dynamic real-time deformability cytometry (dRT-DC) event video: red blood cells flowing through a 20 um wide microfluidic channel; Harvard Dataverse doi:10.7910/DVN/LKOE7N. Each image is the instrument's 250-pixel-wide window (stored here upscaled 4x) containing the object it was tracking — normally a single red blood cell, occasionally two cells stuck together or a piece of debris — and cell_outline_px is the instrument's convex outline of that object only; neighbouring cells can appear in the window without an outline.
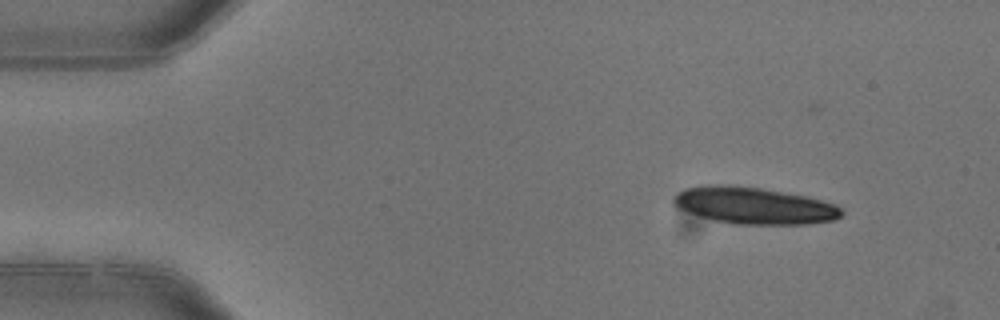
{"species": "common noctule bat (a hibernating species)", "species_latin": "Nyctalus noctula", "temperature_condition": "warm", "stored_images_in_passage": 4, "camera_frame_rate_fps": 3000, "um_per_image_px": 0.085, "animal": {"sex": "female"}, "frame": {"image": 1, "passage_image": 1, "time_ms": 0.0, "image_size_px": [1000, 320], "cell_outline_px": [[844, 212], [836, 220], [808, 224], [732, 224], [712, 220], [684, 212], [676, 208], [672, 204], [672, 196], [676, 192], [684, 188], [700, 184], [732, 184], [760, 188], [804, 196], [836, 204]], "centroid_in_image_um": [63.98, 17.47], "position_along_channel_um": 21.0, "area_um2": 36.7}}
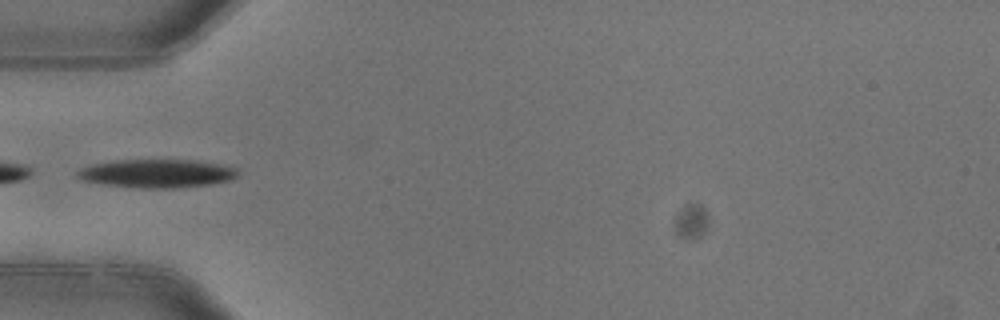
{"frame": {"image": 2, "passage_image": 4, "time_ms": 1.0, "image_size_px": [1000, 320], "cell_outline_px": [[236, 176], [232, 180], [208, 184], [176, 188], [136, 188], [104, 184], [80, 180], [76, 176], [76, 172], [80, 168], [92, 164], [112, 160], [196, 160], [220, 164], [236, 168]], "centroid_in_image_um": [13.28, 14.74], "position_along_channel_um": 71.7, "area_um2": 26.65}}